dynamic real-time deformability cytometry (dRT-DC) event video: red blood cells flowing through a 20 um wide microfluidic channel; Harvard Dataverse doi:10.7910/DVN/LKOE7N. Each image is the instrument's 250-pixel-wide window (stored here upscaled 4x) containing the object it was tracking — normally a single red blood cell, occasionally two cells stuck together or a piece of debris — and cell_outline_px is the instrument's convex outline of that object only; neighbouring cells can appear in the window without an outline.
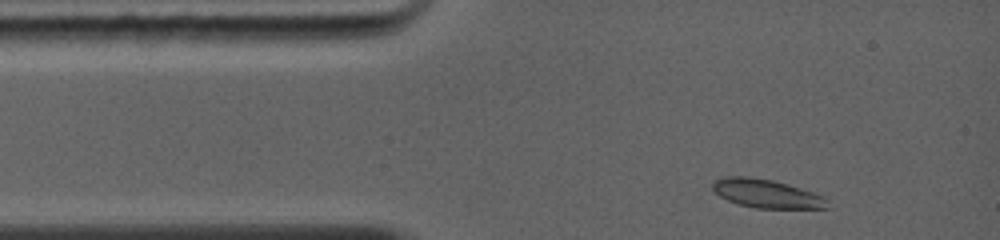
{"species": "common noctule bat (a hibernating species)", "species_latin": "Nyctalus noctula", "temperature_condition": "warm", "stored_images_in_passage": 16, "camera_frame_rate_fps": 5000, "um_per_image_px": 0.085, "animal": {"sex": "female", "body_mass_g": 19.0, "forearm_length_mm": 56.7}, "frame": {"image": 1, "passage_image": 1, "time_ms": 0.0, "image_size_px": [1000, 240], "cell_outline_px": [[832, 208], [756, 208], [740, 204], [728, 200], [720, 196], [712, 188], [712, 180], [724, 176], [748, 176], [772, 180], [788, 184], [824, 196], [828, 200]], "centroid_in_image_um": [65.17, 16.45], "position_along_channel_um": 19.8, "area_um2": 19.19}}
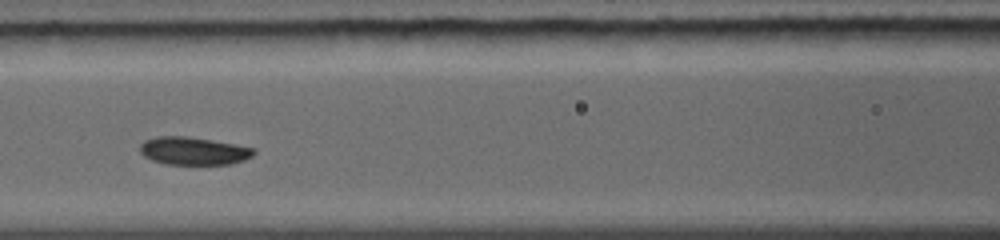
{"frame": {"image": 2, "passage_image": 7, "time_ms": 3.8, "image_size_px": [1000, 240], "cell_outline_px": [[256, 152], [252, 156], [244, 160], [232, 164], [164, 164], [152, 160], [144, 156], [140, 152], [140, 144], [144, 140], [156, 136], [188, 136], [236, 144], [256, 148]], "centroid_in_image_um": [16.45, 12.82], "position_along_channel_um": 150.1, "area_um2": 18.67}}
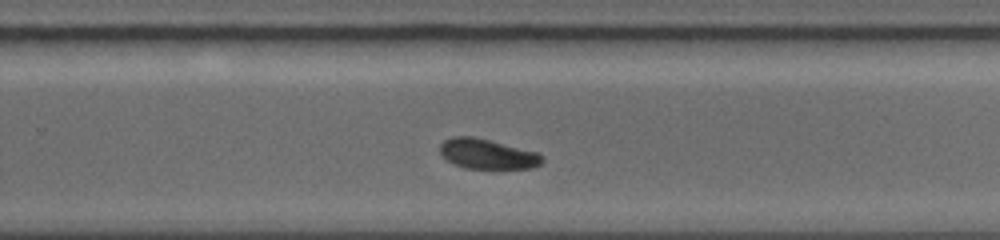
{"frame": {"image": 3, "passage_image": 16, "time_ms": 7.0, "image_size_px": [1000, 240], "cell_outline_px": [[544, 160], [536, 168], [464, 168], [448, 160], [440, 152], [440, 144], [444, 140], [452, 136], [472, 136], [540, 152], [544, 156]], "centroid_in_image_um": [41.48, 13.08], "position_along_channel_um": 288.3, "area_um2": 17.92}}